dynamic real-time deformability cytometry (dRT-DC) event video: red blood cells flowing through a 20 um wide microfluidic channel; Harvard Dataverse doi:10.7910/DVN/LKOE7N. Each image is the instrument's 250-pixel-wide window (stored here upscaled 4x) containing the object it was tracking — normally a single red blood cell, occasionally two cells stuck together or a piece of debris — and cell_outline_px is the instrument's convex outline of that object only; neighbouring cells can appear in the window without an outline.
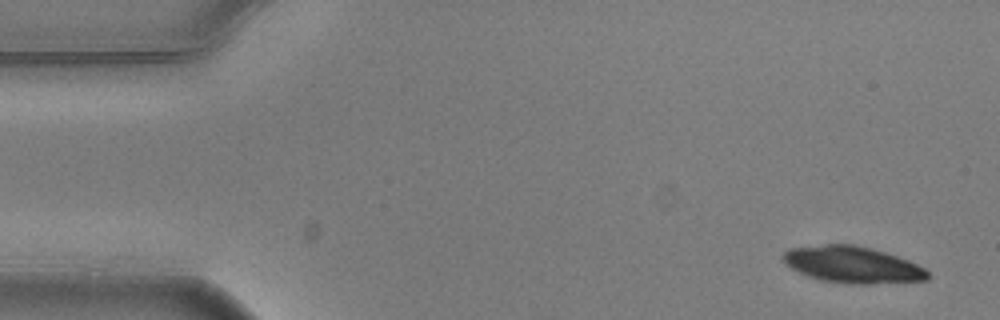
{"species": "common noctule bat (a hibernating species)", "species_latin": "Nyctalus noctula", "temperature_condition": "warm", "stored_images_in_passage": 4, "camera_frame_rate_fps": 3000, "um_per_image_px": 0.085, "animal": {"sex": "male", "body_mass_g": 20.5, "forearm_length_mm": 52.5}, "frame": {"image": 1, "passage_image": 1, "time_ms": 0.0, "image_size_px": [1000, 320], "cell_outline_px": [[928, 280], [872, 284], [848, 284], [820, 280], [808, 276], [784, 264], [784, 252], [788, 248], [824, 244], [852, 244], [884, 252], [908, 260], [924, 268], [928, 272]], "centroid_in_image_um": [72.45, 22.5], "position_along_channel_um": 12.6, "area_um2": 30.69}}